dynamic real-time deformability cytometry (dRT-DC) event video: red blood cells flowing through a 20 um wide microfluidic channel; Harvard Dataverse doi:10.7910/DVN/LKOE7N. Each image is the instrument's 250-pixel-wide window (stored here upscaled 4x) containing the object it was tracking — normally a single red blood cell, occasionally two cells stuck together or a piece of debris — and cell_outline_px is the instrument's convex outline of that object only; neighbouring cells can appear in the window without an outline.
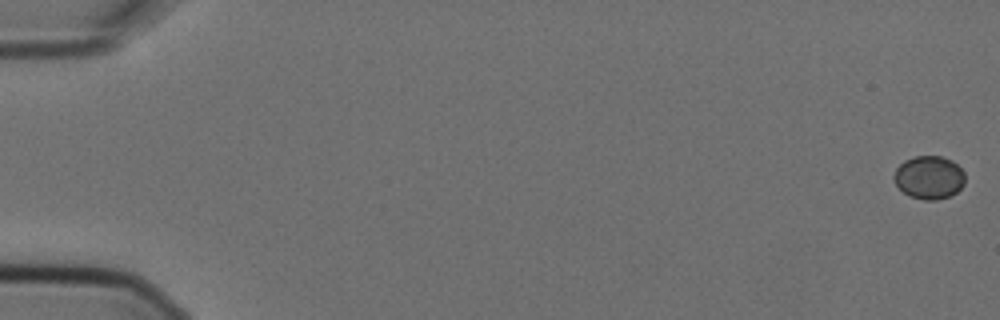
{"species": "Egyptian fruit bat (a non-hibernating species)", "species_latin": "Rousettus aegyptiacus", "temperature_condition": "cold", "stored_images_in_passage": 6, "camera_frame_rate_fps": 3000, "um_per_image_px": 0.085, "animal": {"sex": "female"}, "frame": {"image": 1, "passage_image": 1, "time_ms": 0.0, "image_size_px": [1000, 320], "cell_outline_px": [[964, 184], [956, 192], [948, 196], [936, 200], [924, 200], [912, 196], [904, 192], [892, 180], [892, 176], [896, 168], [904, 160], [916, 156], [940, 156], [952, 160], [964, 172]], "centroid_in_image_um": [78.95, 15.07], "position_along_channel_um": 6.0, "area_um2": 17.8}}
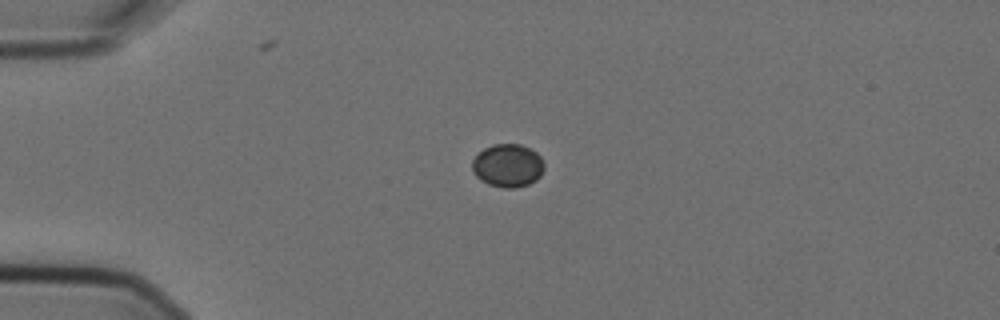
{"frame": {"image": 2, "passage_image": 4, "time_ms": 1.0, "image_size_px": [1000, 320], "cell_outline_px": [[544, 168], [540, 176], [536, 180], [528, 184], [516, 188], [504, 188], [488, 184], [480, 180], [472, 172], [472, 160], [484, 148], [492, 144], [520, 144], [536, 152], [540, 156], [544, 164]], "centroid_in_image_um": [43.15, 14.08], "position_along_channel_um": 41.9, "area_um2": 18.15}}
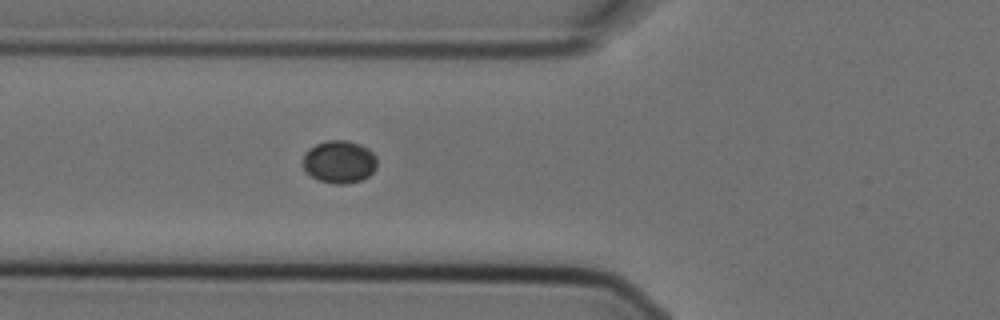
{"frame": {"image": 3, "passage_image": 6, "time_ms": 1.667, "image_size_px": [1000, 320], "cell_outline_px": [[376, 168], [368, 176], [360, 180], [348, 184], [336, 184], [320, 180], [312, 176], [304, 168], [304, 152], [308, 148], [324, 140], [348, 140], [360, 144], [368, 148], [376, 156]], "centroid_in_image_um": [28.85, 13.73], "position_along_channel_um": 97.0, "area_um2": 18.44}}